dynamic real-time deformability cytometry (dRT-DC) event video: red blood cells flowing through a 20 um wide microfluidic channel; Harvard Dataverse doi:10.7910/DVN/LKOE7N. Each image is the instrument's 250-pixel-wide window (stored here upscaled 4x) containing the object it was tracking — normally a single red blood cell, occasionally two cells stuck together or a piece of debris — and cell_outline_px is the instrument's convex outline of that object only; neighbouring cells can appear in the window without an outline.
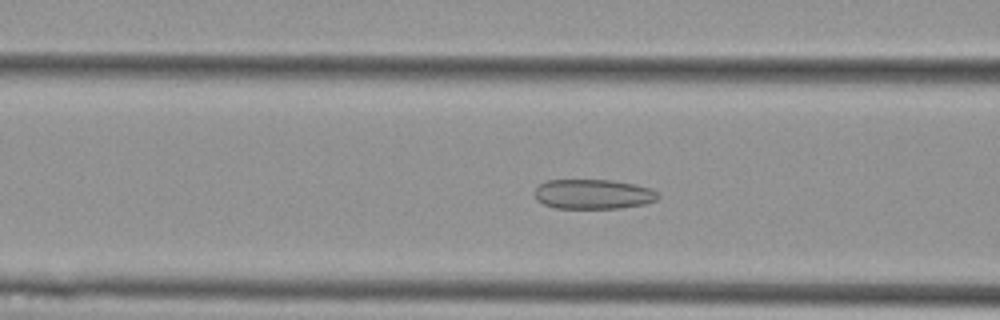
{"species": "Egyptian fruit bat (a non-hibernating species)", "species_latin": "Rousettus aegyptiacus", "temperature_condition": "cold", "stored_images_in_passage": 54, "camera_frame_rate_fps": 3000, "um_per_image_px": 0.085, "animal": {"sex": "female"}, "frame": {"image": 1, "passage_image": 21, "time_ms": 6.667, "image_size_px": [1000, 320], "cell_outline_px": [[660, 196], [656, 200], [644, 204], [620, 208], [556, 208], [544, 204], [536, 200], [532, 192], [540, 184], [548, 180], [612, 180], [636, 184], [652, 188]], "centroid_in_image_um": [50.41, 16.5], "position_along_channel_um": 116.2, "area_um2": 21.56}}
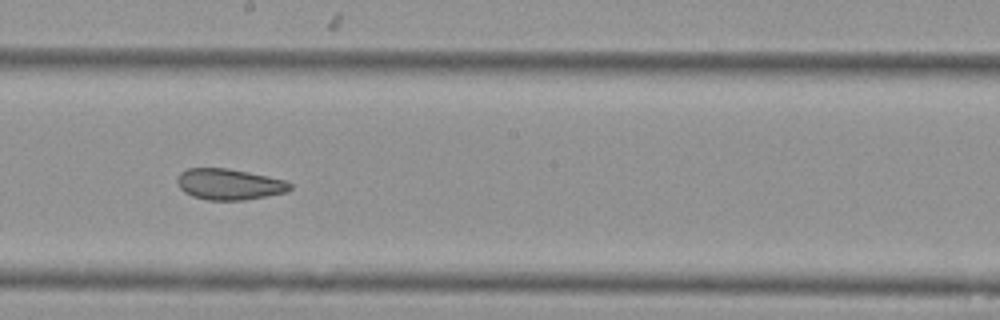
{"frame": {"image": 2, "passage_image": 30, "time_ms": 9.667, "image_size_px": [1000, 320], "cell_outline_px": [[292, 188], [288, 192], [244, 200], [208, 200], [192, 196], [184, 192], [180, 188], [176, 180], [180, 172], [188, 168], [228, 168], [268, 176], [284, 180], [292, 184]], "centroid_in_image_um": [19.48, 15.66], "position_along_channel_um": 228.7, "area_um2": 20.46}}
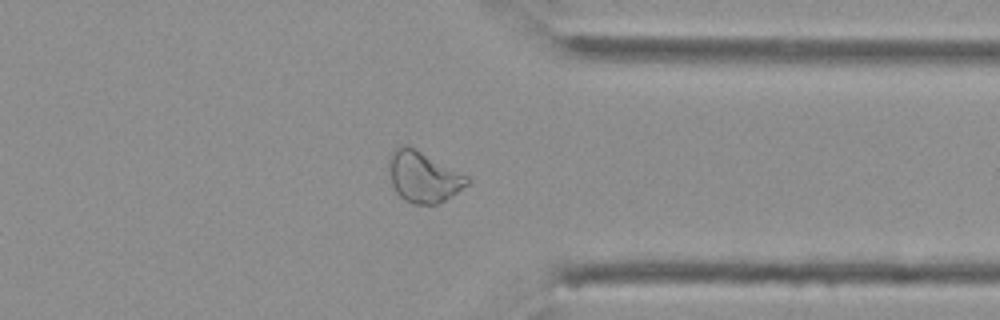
{"frame": {"image": 3, "passage_image": 42, "time_ms": 13.667, "image_size_px": [1000, 320], "cell_outline_px": [[472, 180], [468, 184], [452, 196], [436, 204], [412, 204], [404, 200], [396, 192], [392, 184], [388, 168], [388, 160], [392, 152], [396, 148], [404, 144], [408, 144], [468, 176]], "centroid_in_image_um": [35.97, 15.02], "position_along_channel_um": 375.4, "area_um2": 23.29}, "authors_computed_cell_mechanics": {"area_um2": 25.0563, "velocity_mm_per_s": 3.768, "shape_relaxation_time_tau1_ms": null, "shape_relaxation_time_tau2_ms": 2.1274, "deformation_change_tau1": null, "deformation_change_tau2": 0.0858}}